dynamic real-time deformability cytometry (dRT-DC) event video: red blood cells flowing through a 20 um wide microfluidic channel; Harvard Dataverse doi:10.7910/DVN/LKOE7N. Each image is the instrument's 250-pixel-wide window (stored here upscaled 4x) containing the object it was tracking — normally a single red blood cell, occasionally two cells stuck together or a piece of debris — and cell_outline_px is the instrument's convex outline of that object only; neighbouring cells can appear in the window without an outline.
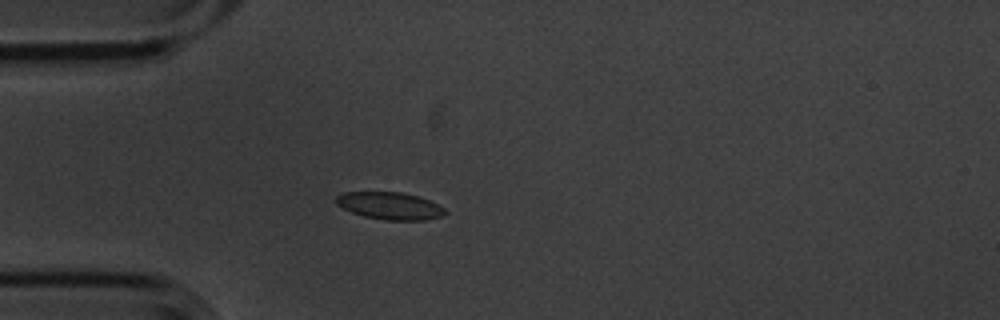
{"species": "common noctule bat (a hibernating species)", "species_latin": "Nyctalus noctula", "temperature_condition": "cold", "stored_images_in_passage": 5, "camera_frame_rate_fps": 3000, "um_per_image_px": 0.085, "animal": {"sex": "male", "body_mass_g": 20.1, "forearm_length_mm": 53.5}, "frame": {"image": 1, "passage_image": 4, "time_ms": 1.0, "image_size_px": [1000, 320], "cell_outline_px": [[448, 212], [440, 216], [424, 220], [384, 220], [364, 216], [352, 212], [336, 204], [336, 196], [344, 192], [404, 192], [420, 196], [444, 208]], "centroid_in_image_um": [33.14, 17.48], "position_along_channel_um": 51.9, "area_um2": 17.28}}